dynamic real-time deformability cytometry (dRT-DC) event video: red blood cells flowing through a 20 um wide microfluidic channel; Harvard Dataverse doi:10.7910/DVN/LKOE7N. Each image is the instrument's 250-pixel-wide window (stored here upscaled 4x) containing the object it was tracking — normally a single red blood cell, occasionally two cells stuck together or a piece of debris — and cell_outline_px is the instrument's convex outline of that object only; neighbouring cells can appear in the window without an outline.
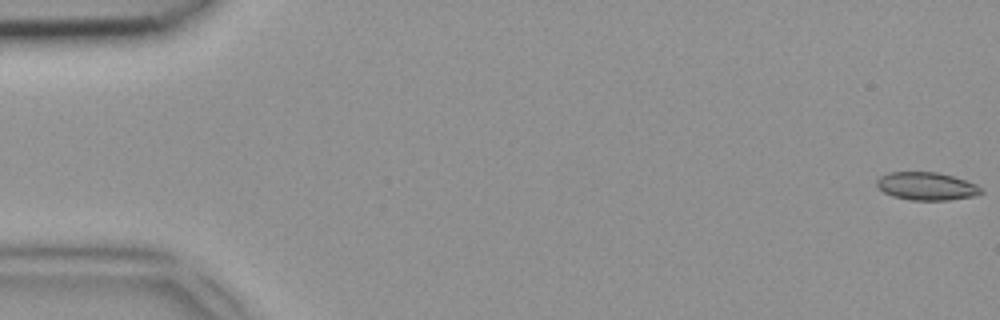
{"species": "common noctule bat (a hibernating species)", "species_latin": "Nyctalus noctula", "temperature_condition": "room temperature", "stored_images_in_passage": 14, "camera_frame_rate_fps": 3000, "um_per_image_px": 0.085, "animal": {"sex": "female", "body_mass_g": 18.4}, "frame": {"image": 1, "passage_image": 1, "time_ms": 0.0, "image_size_px": [1000, 320], "cell_outline_px": [[984, 192], [972, 196], [948, 200], [912, 200], [892, 196], [884, 192], [876, 184], [876, 180], [880, 176], [888, 172], [936, 172], [952, 176], [976, 184]], "centroid_in_image_um": [78.73, 15.82], "position_along_channel_um": 6.3, "area_um2": 16.82}}
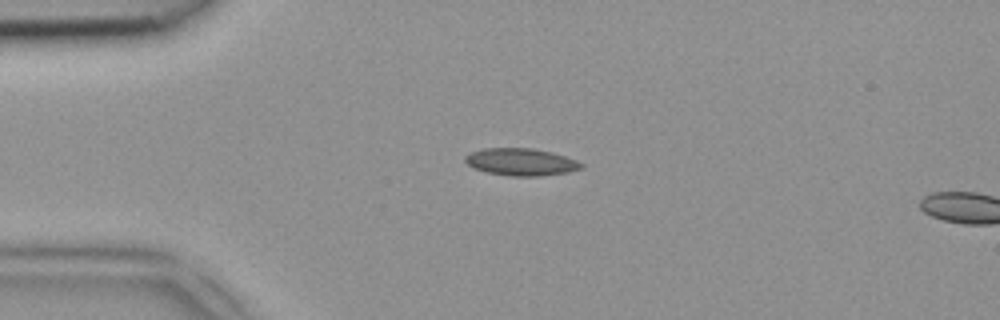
{"frame": {"image": 2, "passage_image": 12, "time_ms": 3.667, "image_size_px": [1000, 320], "cell_outline_px": [[584, 164], [580, 168], [568, 172], [540, 176], [512, 176], [488, 172], [472, 168], [464, 160], [464, 156], [472, 152], [484, 148], [532, 148], [552, 152], [576, 160]], "centroid_in_image_um": [44.27, 13.76], "position_along_channel_um": 40.7, "area_um2": 18.32}}